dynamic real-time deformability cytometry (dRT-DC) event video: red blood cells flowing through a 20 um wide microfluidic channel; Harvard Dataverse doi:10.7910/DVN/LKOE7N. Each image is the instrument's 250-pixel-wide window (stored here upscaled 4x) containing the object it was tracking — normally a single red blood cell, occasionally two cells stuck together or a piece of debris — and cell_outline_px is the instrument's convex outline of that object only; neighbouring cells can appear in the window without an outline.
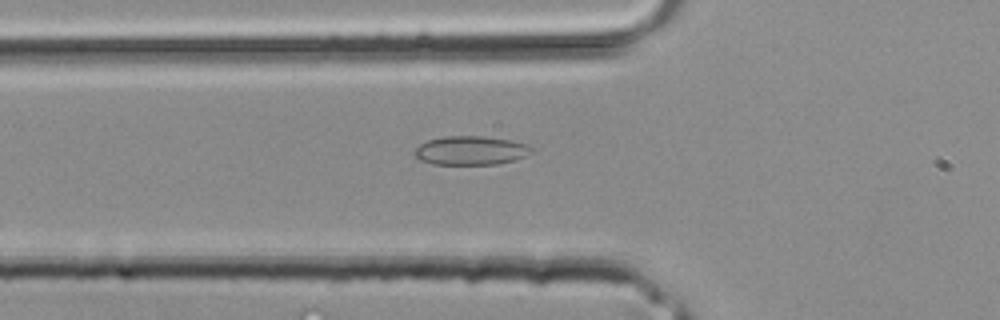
{"species": "common noctule bat (a hibernating species)", "species_latin": "Nyctalus noctula", "temperature_condition": "room temperature", "stored_images_in_passage": 4, "camera_frame_rate_fps": 3000, "um_per_image_px": 0.085, "animal": {"sex": "male", "body_mass_g": 20.4}, "frame": {"image": 1, "passage_image": 4, "time_ms": 1.0, "image_size_px": [1000, 320], "cell_outline_px": [[532, 152], [516, 160], [496, 164], [432, 164], [420, 160], [412, 152], [420, 144], [428, 140], [444, 136], [484, 136], [512, 140], [528, 144], [532, 148]], "centroid_in_image_um": [40.02, 12.78], "position_along_channel_um": 85.8, "area_um2": 19.77}}